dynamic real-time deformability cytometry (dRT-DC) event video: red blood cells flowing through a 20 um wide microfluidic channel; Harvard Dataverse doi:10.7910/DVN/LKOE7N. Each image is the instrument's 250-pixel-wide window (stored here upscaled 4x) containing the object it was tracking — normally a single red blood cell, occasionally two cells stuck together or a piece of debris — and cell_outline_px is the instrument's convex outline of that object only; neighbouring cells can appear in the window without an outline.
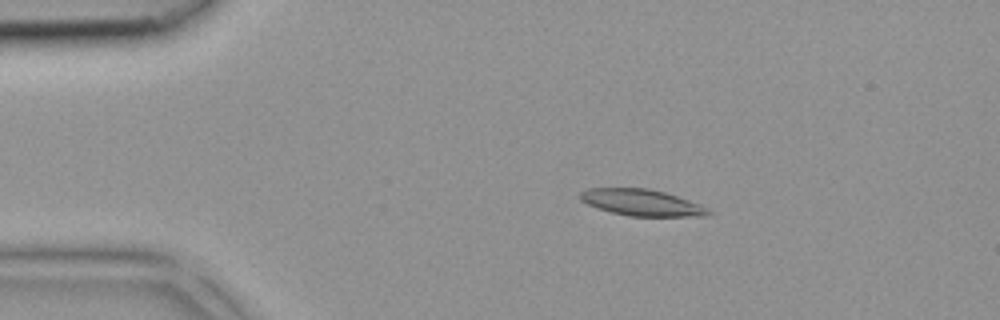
{"species": "common noctule bat (a hibernating species)", "species_latin": "Nyctalus noctula", "temperature_condition": "room temperature", "stored_images_in_passage": 40, "camera_frame_rate_fps": 3000, "um_per_image_px": 0.085, "animal": {"sex": "female", "body_mass_g": 18.4}, "frame": {"image": 1, "passage_image": 7, "time_ms": 2.0, "image_size_px": [1000, 320], "cell_outline_px": [[712, 212], [708, 216], [628, 216], [596, 208], [580, 200], [580, 192], [588, 188], [648, 188], [664, 192], [700, 204], [708, 208]], "centroid_in_image_um": [54.54, 17.22], "position_along_channel_um": 30.5, "area_um2": 19.71}}
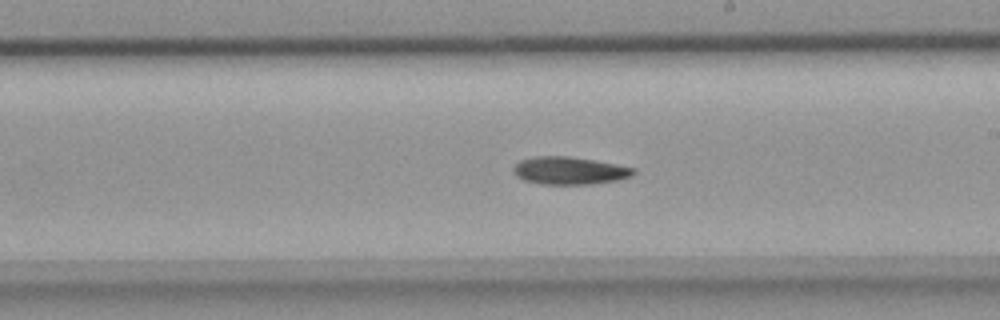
{"frame": {"image": 2, "passage_image": 23, "time_ms": 7.333, "image_size_px": [1000, 320], "cell_outline_px": [[636, 172], [632, 176], [616, 180], [592, 184], [540, 184], [524, 180], [516, 176], [512, 168], [520, 160], [536, 156], [568, 156], [616, 164], [636, 168]], "centroid_in_image_um": [48.4, 14.5], "position_along_channel_um": 240.6, "area_um2": 19.31}}
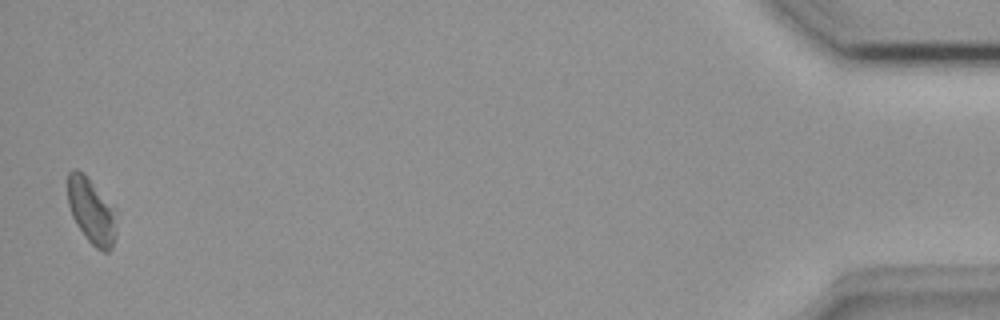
{"frame": {"image": 3, "passage_image": 40, "time_ms": 13.0, "image_size_px": [1000, 320], "cell_outline_px": [[116, 232], [112, 248], [108, 252], [104, 252], [96, 248], [84, 236], [76, 224], [72, 216], [68, 204], [68, 172], [72, 168], [76, 168], [84, 172], [88, 176], [108, 208], [112, 216]], "centroid_in_image_um": [7.67, 17.95], "position_along_channel_um": 427.5, "area_um2": 17.63}}